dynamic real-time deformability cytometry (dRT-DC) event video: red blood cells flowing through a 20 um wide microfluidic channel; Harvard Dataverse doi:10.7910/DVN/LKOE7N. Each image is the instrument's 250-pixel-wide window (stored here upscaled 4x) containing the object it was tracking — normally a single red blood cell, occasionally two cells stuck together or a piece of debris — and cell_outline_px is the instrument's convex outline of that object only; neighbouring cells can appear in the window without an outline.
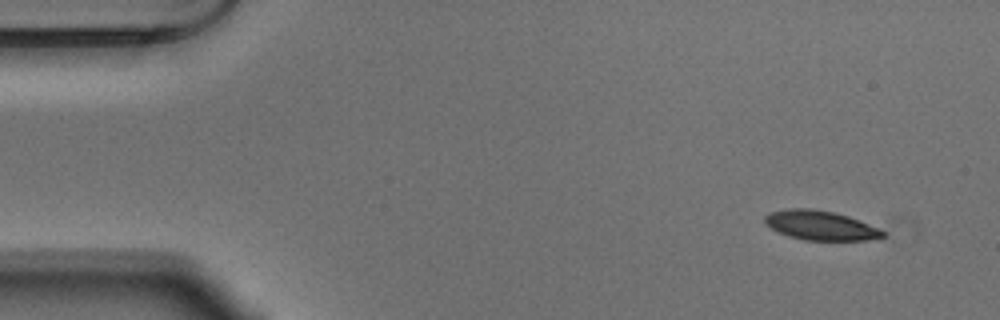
{"species": "Egyptian fruit bat (a non-hibernating species)", "species_latin": "Rousettus aegyptiacus", "temperature_condition": "warm", "stored_images_in_passage": 51, "camera_frame_rate_fps": 3000, "um_per_image_px": 0.085, "animal": {"sex": "male"}, "frame": {"image": 1, "passage_image": 1, "time_ms": 0.0, "image_size_px": [1000, 320], "cell_outline_px": [[884, 236], [868, 240], [804, 240], [788, 236], [764, 224], [764, 216], [768, 212], [788, 208], [812, 208], [832, 212], [848, 216], [876, 228], [884, 232]], "centroid_in_image_um": [69.66, 19.15], "position_along_channel_um": 15.3, "area_um2": 20.0}}
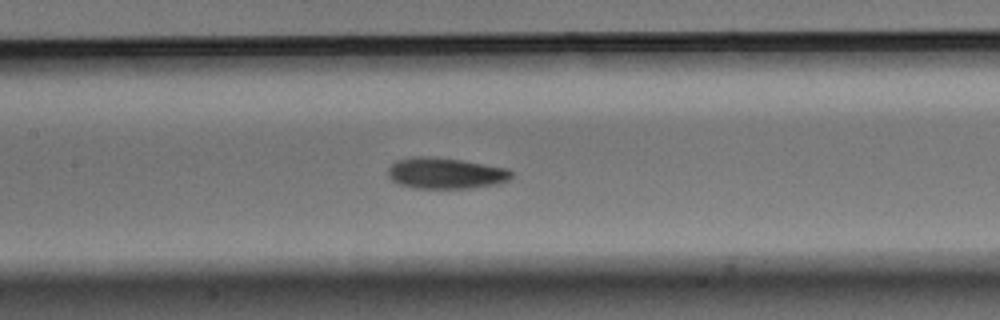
{"frame": {"image": 2, "passage_image": 22, "time_ms": 7.0, "image_size_px": [1000, 320], "cell_outline_px": [[512, 176], [508, 180], [500, 184], [468, 188], [412, 188], [400, 184], [392, 180], [388, 176], [388, 168], [396, 160], [412, 156], [436, 156], [464, 160], [508, 168], [512, 172]], "centroid_in_image_um": [37.88, 14.71], "position_along_channel_um": 169.5, "area_um2": 22.72}}
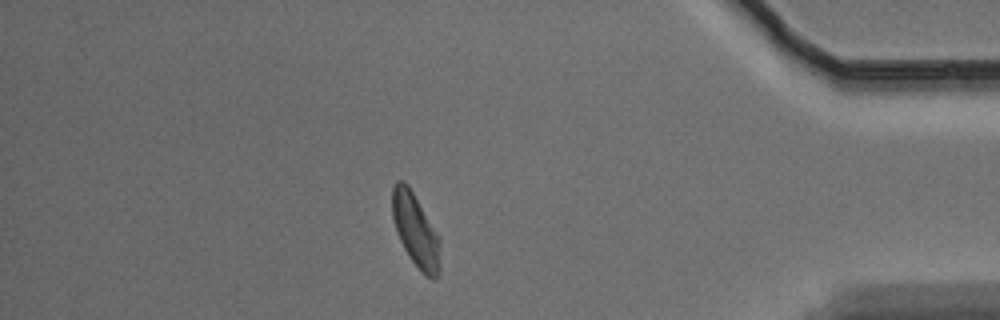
{"frame": {"image": 3, "passage_image": 44, "time_ms": 14.333, "image_size_px": [1000, 320], "cell_outline_px": [[440, 272], [436, 280], [432, 280], [424, 276], [420, 272], [408, 256], [400, 240], [392, 216], [392, 188], [396, 180], [404, 180], [408, 184], [440, 236]], "centroid_in_image_um": [35.35, 19.61], "position_along_channel_um": 399.8, "area_um2": 20.92}, "authors_computed_cell_mechanics": {"area_um2": 21.2704, "velocity_mm_per_s": 3.6694, "shape_relaxation_time_tau1_ms": 5.6883, "shape_relaxation_time_tau2_ms": 3.9516, "deformation_change_tau1": 0.16, "deformation_change_tau2": 0.0976}}